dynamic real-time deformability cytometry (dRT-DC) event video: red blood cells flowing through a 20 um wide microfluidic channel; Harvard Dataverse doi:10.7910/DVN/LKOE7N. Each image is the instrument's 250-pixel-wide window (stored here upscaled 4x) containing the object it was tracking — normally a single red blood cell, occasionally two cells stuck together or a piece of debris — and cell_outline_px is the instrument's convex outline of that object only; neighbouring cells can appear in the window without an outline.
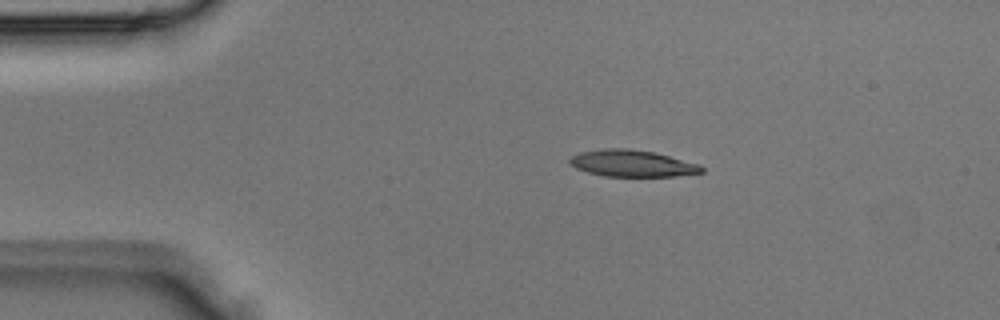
{"species": "Egyptian fruit bat (a non-hibernating species)", "species_latin": "Rousettus aegyptiacus", "temperature_condition": "room temperature", "stored_images_in_passage": 2, "camera_frame_rate_fps": 3000, "um_per_image_px": 0.085, "animal": {"sex": "male"}, "frame": {"image": 1, "passage_image": 1, "time_ms": 0.0, "image_size_px": [1000, 320], "cell_outline_px": [[704, 172], [672, 176], [604, 176], [588, 172], [576, 168], [568, 160], [572, 156], [580, 152], [604, 148], [628, 148], [656, 152], [700, 164], [704, 168]], "centroid_in_image_um": [53.76, 13.87], "position_along_channel_um": 31.2, "area_um2": 20.52}}